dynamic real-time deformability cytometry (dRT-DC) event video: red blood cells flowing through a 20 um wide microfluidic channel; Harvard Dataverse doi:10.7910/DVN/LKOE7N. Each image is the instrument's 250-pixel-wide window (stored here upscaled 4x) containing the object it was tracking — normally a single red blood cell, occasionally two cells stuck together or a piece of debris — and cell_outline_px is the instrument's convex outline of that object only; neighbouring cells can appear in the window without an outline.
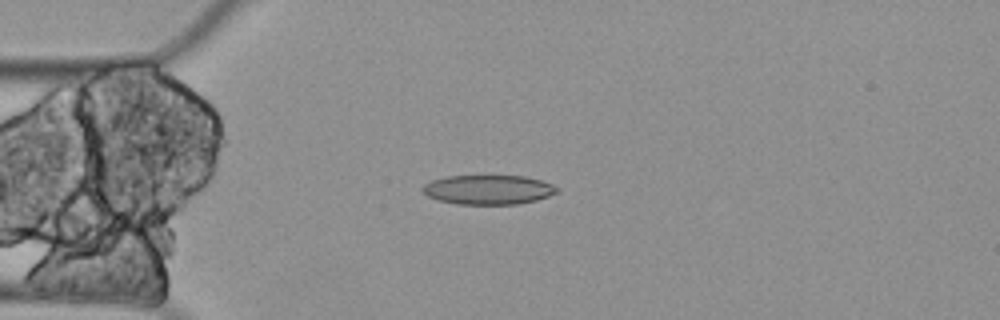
{"species": "Egyptian fruit bat (a non-hibernating species)", "species_latin": "Rousettus aegyptiacus", "temperature_condition": "cold", "stored_images_in_passage": 7, "camera_frame_rate_fps": 3000, "um_per_image_px": 0.085, "animal": {"sex": "female"}, "frame": {"image": 1, "passage_image": 5, "time_ms": 1.333, "image_size_px": [1000, 320], "cell_outline_px": [[560, 192], [536, 200], [516, 204], [456, 204], [440, 200], [428, 196], [420, 188], [424, 184], [432, 180], [448, 176], [524, 176], [540, 180], [552, 184], [560, 188]], "centroid_in_image_um": [41.53, 16.12], "position_along_channel_um": 43.5, "area_um2": 23.0}}
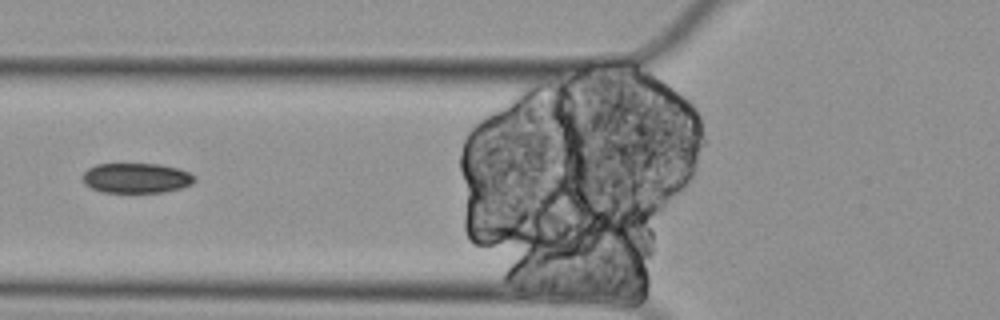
{"frame": {"image": 2, "passage_image": 7, "time_ms": 2.0, "image_size_px": [1000, 320], "cell_outline_px": [[196, 180], [192, 184], [180, 188], [164, 192], [104, 192], [92, 188], [84, 184], [84, 172], [88, 168], [96, 164], [160, 164], [180, 168], [196, 176]], "centroid_in_image_um": [11.63, 15.12], "position_along_channel_um": 114.2, "area_um2": 19.59}}